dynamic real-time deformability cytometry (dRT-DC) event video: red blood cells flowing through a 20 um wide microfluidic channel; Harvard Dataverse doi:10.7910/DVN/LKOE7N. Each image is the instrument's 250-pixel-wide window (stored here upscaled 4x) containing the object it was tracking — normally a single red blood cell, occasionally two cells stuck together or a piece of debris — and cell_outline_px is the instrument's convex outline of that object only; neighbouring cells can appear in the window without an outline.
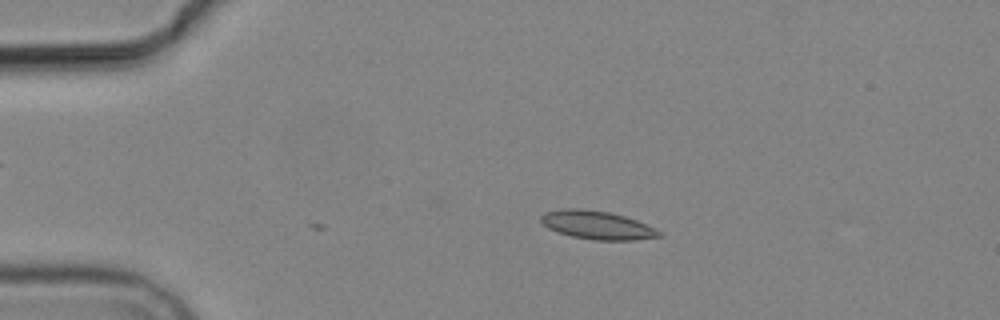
{"species": "common noctule bat (a hibernating species)", "species_latin": "Nyctalus noctula", "temperature_condition": "cold", "stored_images_in_passage": 3, "camera_frame_rate_fps": 3000, "um_per_image_px": 0.085, "animal": {"sex": "male", "body_mass_g": 19.2, "forearm_length_mm": 51.8}, "frame": {"image": 1, "passage_image": 3, "time_ms": 2.667, "image_size_px": [1000, 320], "cell_outline_px": [[664, 236], [636, 240], [596, 240], [572, 236], [548, 228], [540, 220], [540, 216], [544, 212], [564, 208], [580, 208], [608, 212], [624, 216], [636, 220], [660, 232]], "centroid_in_image_um": [50.73, 19.13], "position_along_channel_um": 34.3, "area_um2": 19.31}}